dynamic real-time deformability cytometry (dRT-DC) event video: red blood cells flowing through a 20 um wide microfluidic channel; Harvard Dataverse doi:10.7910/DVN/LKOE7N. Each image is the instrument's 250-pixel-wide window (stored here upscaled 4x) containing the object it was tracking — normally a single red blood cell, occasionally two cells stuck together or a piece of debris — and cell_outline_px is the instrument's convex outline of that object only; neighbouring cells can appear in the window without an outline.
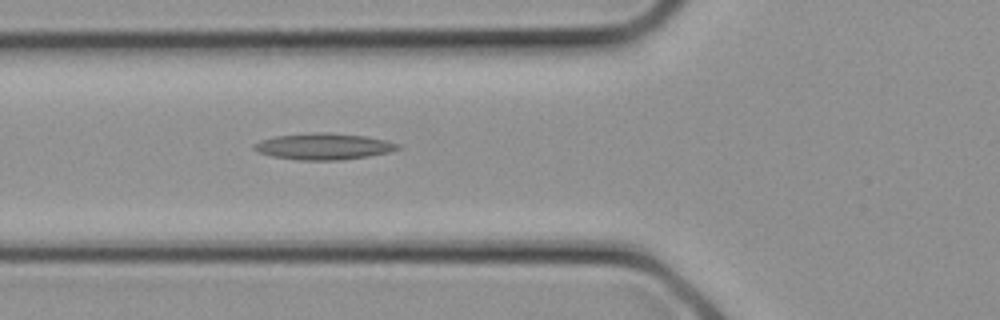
{"species": "common noctule bat (a hibernating species)", "species_latin": "Nyctalus noctula", "temperature_condition": "cold", "stored_images_in_passage": 3, "camera_frame_rate_fps": 3000, "um_per_image_px": 0.085, "animal": {"sex": "female", "body_mass_g": 21.9}, "frame": {"image": 1, "passage_image": 3, "time_ms": 0.667, "image_size_px": [1000, 320], "cell_outline_px": [[400, 148], [388, 152], [368, 156], [340, 160], [296, 160], [272, 156], [256, 152], [252, 148], [252, 144], [260, 140], [276, 136], [312, 132], [328, 132], [368, 136], [400, 144]], "centroid_in_image_um": [27.46, 12.44], "position_along_channel_um": 98.3, "area_um2": 22.25}}